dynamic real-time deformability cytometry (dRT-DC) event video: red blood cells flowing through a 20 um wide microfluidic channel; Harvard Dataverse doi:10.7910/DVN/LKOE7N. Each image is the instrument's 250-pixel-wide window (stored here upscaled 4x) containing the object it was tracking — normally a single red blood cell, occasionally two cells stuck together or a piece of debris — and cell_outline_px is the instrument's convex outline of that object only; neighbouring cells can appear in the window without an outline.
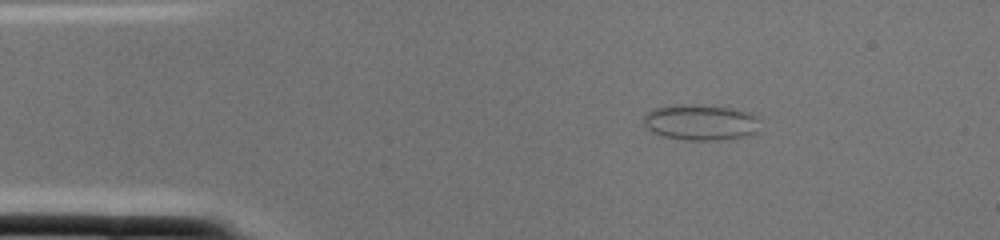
{"species": "common noctule bat (a hibernating species)", "species_latin": "Nyctalus noctula", "temperature_condition": "cold", "stored_images_in_passage": 2, "camera_frame_rate_fps": 3000, "um_per_image_px": 0.085, "animal": {"sex": "female", "body_mass_g": 22.0, "forearm_length_mm": 56.7}, "frame": {"image": 1, "passage_image": 1, "time_ms": 0.0, "image_size_px": [1000, 240], "cell_outline_px": [[760, 132], [744, 136], [720, 140], [684, 140], [664, 136], [652, 132], [644, 124], [644, 116], [652, 108], [680, 104], [704, 104], [732, 108], [756, 116]], "centroid_in_image_um": [59.54, 10.39], "position_along_channel_um": 25.5, "area_um2": 24.39}}